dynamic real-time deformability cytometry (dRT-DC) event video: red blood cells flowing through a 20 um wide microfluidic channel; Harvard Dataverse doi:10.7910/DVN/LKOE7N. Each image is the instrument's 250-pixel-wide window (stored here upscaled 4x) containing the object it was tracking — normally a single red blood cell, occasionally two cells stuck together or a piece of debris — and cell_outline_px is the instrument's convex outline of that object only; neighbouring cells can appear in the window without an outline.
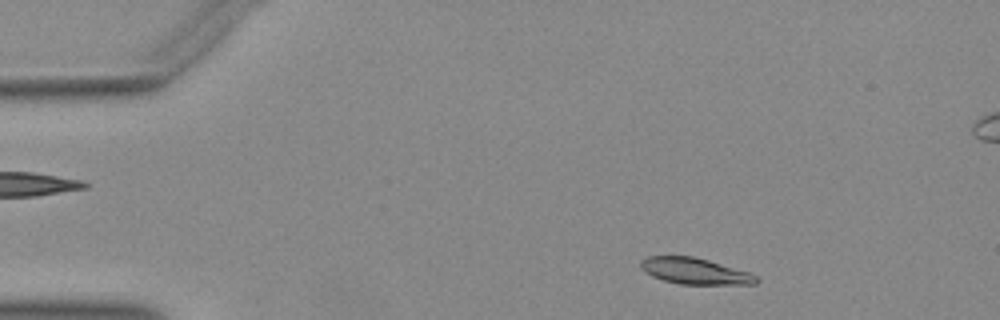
{"species": "Egyptian fruit bat (a non-hibernating species)", "species_latin": "Rousettus aegyptiacus", "temperature_condition": "warm", "stored_images_in_passage": 49, "camera_frame_rate_fps": 3000, "um_per_image_px": 0.085, "animal": {"sex": "female"}, "frame": {"image": 1, "passage_image": 5, "time_ms": 1.333, "image_size_px": [1000, 320], "cell_outline_px": [[760, 280], [756, 284], [680, 284], [664, 280], [652, 276], [644, 272], [640, 268], [640, 260], [648, 256], [692, 256], [708, 260], [748, 272], [756, 276]], "centroid_in_image_um": [59.03, 23.04], "position_along_channel_um": 26.0, "area_um2": 17.57}}
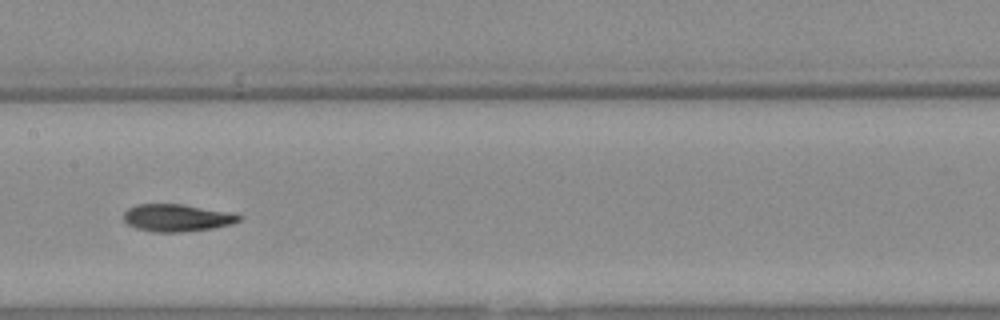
{"frame": {"image": 2, "passage_image": 23, "time_ms": 7.333, "image_size_px": [1000, 320], "cell_outline_px": [[244, 216], [240, 220], [232, 224], [212, 228], [184, 232], [152, 232], [136, 228], [128, 224], [124, 220], [124, 212], [128, 208], [140, 204], [180, 204], [232, 212]], "centroid_in_image_um": [15.07, 18.52], "position_along_channel_um": 192.3, "area_um2": 18.44}}
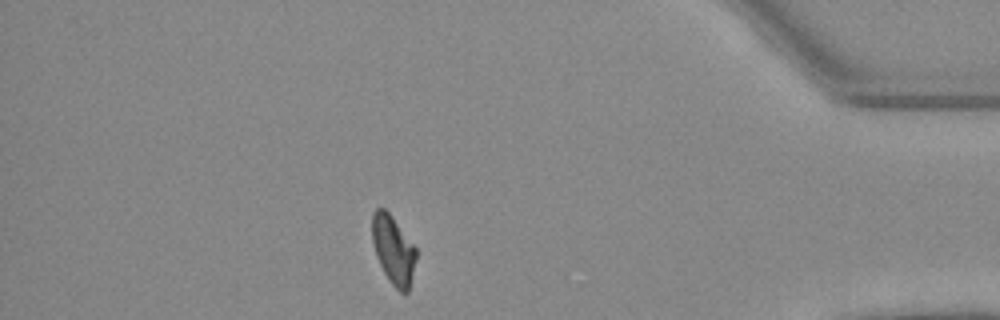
{"frame": {"image": 3, "passage_image": 42, "time_ms": 13.667, "image_size_px": [1000, 320], "cell_outline_px": [[416, 256], [408, 292], [400, 292], [392, 284], [384, 272], [376, 256], [372, 240], [372, 212], [376, 208], [384, 208], [388, 212], [416, 248]], "centroid_in_image_um": [33.41, 21.22], "position_along_channel_um": 401.8, "area_um2": 17.17}}